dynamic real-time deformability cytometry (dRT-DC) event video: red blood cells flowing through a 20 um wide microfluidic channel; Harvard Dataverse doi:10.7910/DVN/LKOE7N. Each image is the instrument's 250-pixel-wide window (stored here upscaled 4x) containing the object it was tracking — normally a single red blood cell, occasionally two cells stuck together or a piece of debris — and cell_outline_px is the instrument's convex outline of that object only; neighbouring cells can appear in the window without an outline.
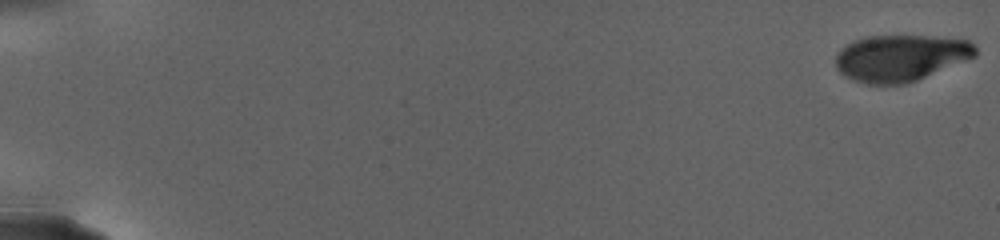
{"species": "human", "species_latin": "Homo sapiens", "temperature_condition": "warm", "stored_images_in_passage": 61, "camera_frame_rate_fps": 3000, "um_per_image_px": 0.085, "donor": {"sex": "female"}, "frame": {"image": 1, "passage_image": 1, "time_ms": 0.0, "image_size_px": [1000, 240], "cell_outline_px": [[976, 56], [916, 80], [904, 84], [868, 84], [856, 80], [840, 72], [836, 64], [836, 56], [848, 44], [856, 40], [868, 36], [924, 36], [968, 40], [976, 48]], "centroid_in_image_um": [76.57, 4.92], "position_along_channel_um": 8.4, "area_um2": 37.05}}
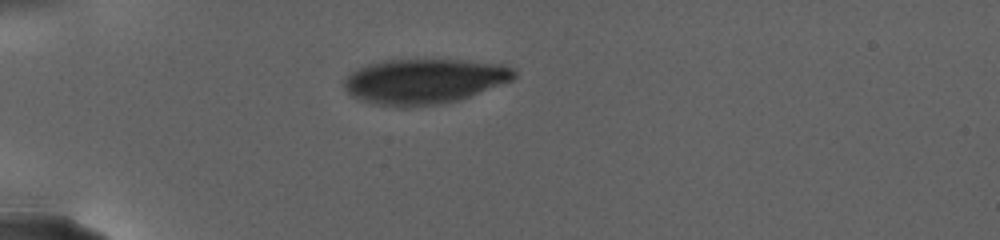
{"frame": {"image": 2, "passage_image": 41, "time_ms": 8.333, "image_size_px": [1000, 240], "cell_outline_px": [[516, 76], [512, 80], [460, 100], [436, 104], [408, 108], [396, 108], [372, 104], [352, 96], [344, 88], [344, 80], [352, 72], [368, 64], [384, 60], [460, 60], [500, 64], [512, 68], [516, 72]], "centroid_in_image_um": [36.04, 6.93], "position_along_channel_um": 49.0, "area_um2": 44.68}}
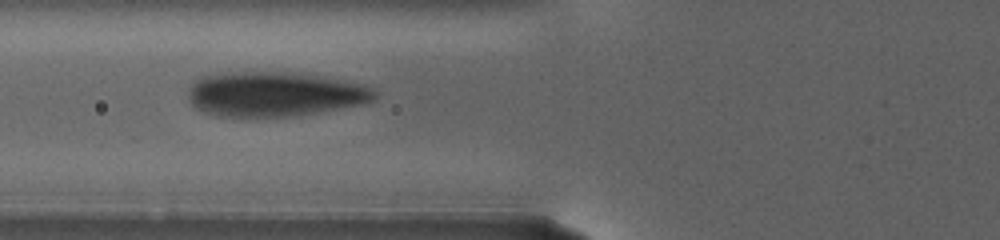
{"frame": {"image": 3, "passage_image": 60, "time_ms": 11.667, "image_size_px": [1000, 240], "cell_outline_px": [[376, 96], [372, 100], [360, 104], [324, 112], [288, 116], [216, 116], [204, 112], [196, 108], [188, 100], [188, 92], [192, 84], [200, 76], [212, 72], [300, 72], [328, 76], [360, 84], [372, 88], [376, 92]], "centroid_in_image_um": [23.31, 7.97], "position_along_channel_um": 102.5, "area_um2": 49.13}}